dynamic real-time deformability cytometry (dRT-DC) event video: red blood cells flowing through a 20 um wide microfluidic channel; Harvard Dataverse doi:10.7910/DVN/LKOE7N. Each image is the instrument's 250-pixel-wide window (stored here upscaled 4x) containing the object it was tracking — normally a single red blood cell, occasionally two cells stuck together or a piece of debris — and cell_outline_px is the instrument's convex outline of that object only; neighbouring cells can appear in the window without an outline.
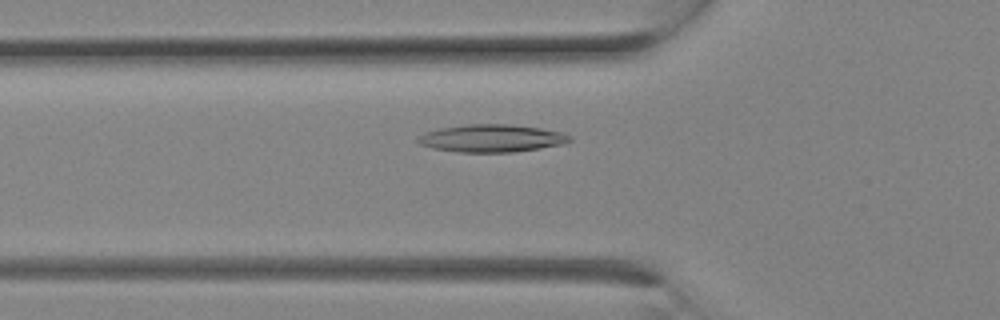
{"species": "Egyptian fruit bat (a non-hibernating species)", "species_latin": "Rousettus aegyptiacus", "temperature_condition": "room temperature", "stored_images_in_passage": 7, "camera_frame_rate_fps": 3000, "um_per_image_px": 0.085, "animal": {"sex": "female"}, "frame": {"image": 1, "passage_image": 5, "time_ms": 1.333, "image_size_px": [1000, 320], "cell_outline_px": [[572, 140], [564, 144], [540, 148], [512, 152], [456, 152], [432, 148], [420, 144], [416, 140], [424, 132], [440, 128], [468, 124], [512, 124], [540, 128], [564, 132], [572, 136]], "centroid_in_image_um": [41.82, 11.75], "position_along_channel_um": 84.0, "area_um2": 24.57}}
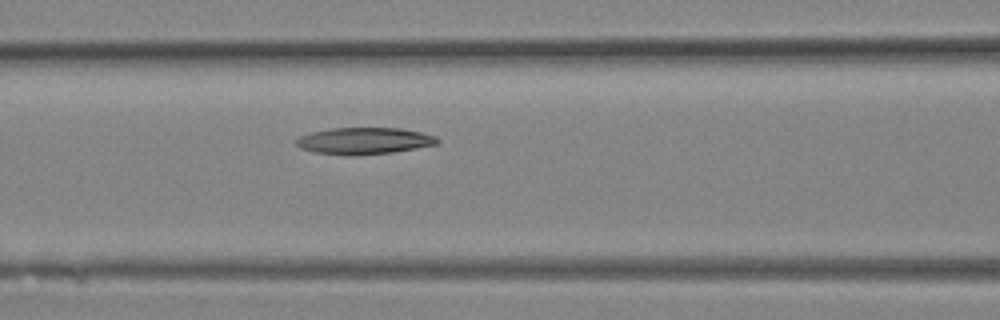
{"frame": {"image": 2, "passage_image": 7, "time_ms": 2.0, "image_size_px": [1000, 320], "cell_outline_px": [[440, 144], [392, 152], [352, 156], [348, 156], [316, 152], [300, 148], [296, 144], [296, 140], [300, 136], [308, 132], [332, 128], [400, 128], [420, 132], [436, 136], [440, 140]], "centroid_in_image_um": [30.96, 11.97], "position_along_channel_um": 135.6, "area_um2": 22.08}}